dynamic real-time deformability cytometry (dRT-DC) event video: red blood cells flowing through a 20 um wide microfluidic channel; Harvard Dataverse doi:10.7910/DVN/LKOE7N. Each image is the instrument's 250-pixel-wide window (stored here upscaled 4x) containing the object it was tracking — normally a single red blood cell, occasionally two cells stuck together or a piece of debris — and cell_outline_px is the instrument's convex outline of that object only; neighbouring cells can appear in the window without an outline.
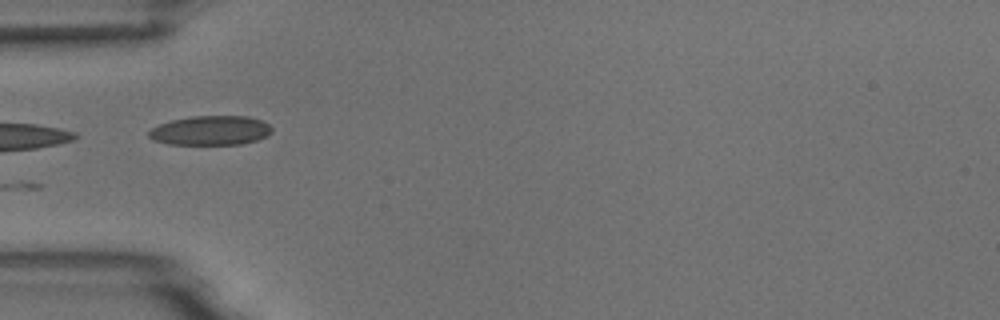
{"species": "common noctule bat (a hibernating species)", "species_latin": "Nyctalus noctula", "temperature_condition": "room temperature", "stored_images_in_passage": 6, "camera_frame_rate_fps": 3000, "um_per_image_px": 0.085, "animal": {"sex": "male", "body_mass_g": 18.8}, "frame": {"image": 1, "passage_image": 5, "time_ms": 5.0, "image_size_px": [1000, 320], "cell_outline_px": [[272, 132], [256, 140], [240, 144], [168, 144], [152, 140], [148, 136], [148, 132], [152, 128], [160, 124], [172, 120], [192, 116], [248, 116], [260, 120], [268, 124], [272, 128]], "centroid_in_image_um": [17.87, 11.09], "position_along_channel_um": 67.1, "area_um2": 20.92}}